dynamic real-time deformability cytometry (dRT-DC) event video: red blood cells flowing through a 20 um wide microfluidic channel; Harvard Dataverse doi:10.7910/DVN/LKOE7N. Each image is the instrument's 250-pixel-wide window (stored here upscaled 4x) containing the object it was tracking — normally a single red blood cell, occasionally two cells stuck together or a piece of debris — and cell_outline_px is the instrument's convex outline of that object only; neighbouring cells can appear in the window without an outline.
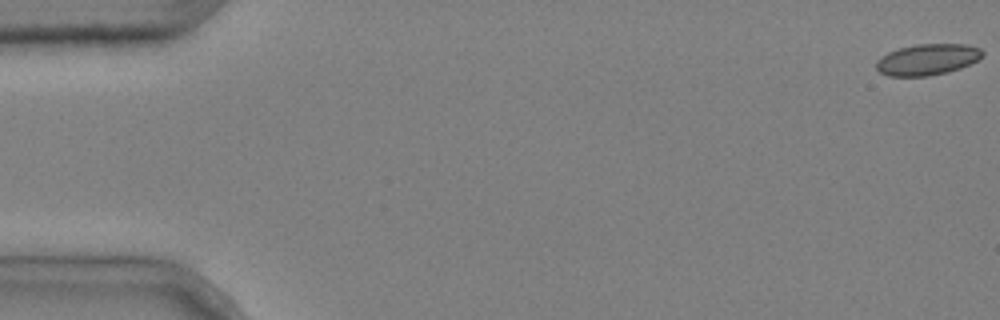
{"species": "common noctule bat (a hibernating species)", "species_latin": "Nyctalus noctula", "temperature_condition": "cold", "stored_images_in_passage": 5, "camera_frame_rate_fps": 3000, "um_per_image_px": 0.085, "animal": {"sex": "male", "body_mass_g": 20.4}, "frame": {"image": 1, "passage_image": 1, "time_ms": 0.0, "image_size_px": [1000, 320], "cell_outline_px": [[984, 56], [960, 68], [948, 72], [928, 76], [888, 76], [880, 72], [876, 68], [876, 60], [880, 56], [888, 52], [900, 48], [916, 44], [968, 44], [980, 48], [984, 52]], "centroid_in_image_um": [78.82, 5.05], "position_along_channel_um": 6.2, "area_um2": 19.36}}